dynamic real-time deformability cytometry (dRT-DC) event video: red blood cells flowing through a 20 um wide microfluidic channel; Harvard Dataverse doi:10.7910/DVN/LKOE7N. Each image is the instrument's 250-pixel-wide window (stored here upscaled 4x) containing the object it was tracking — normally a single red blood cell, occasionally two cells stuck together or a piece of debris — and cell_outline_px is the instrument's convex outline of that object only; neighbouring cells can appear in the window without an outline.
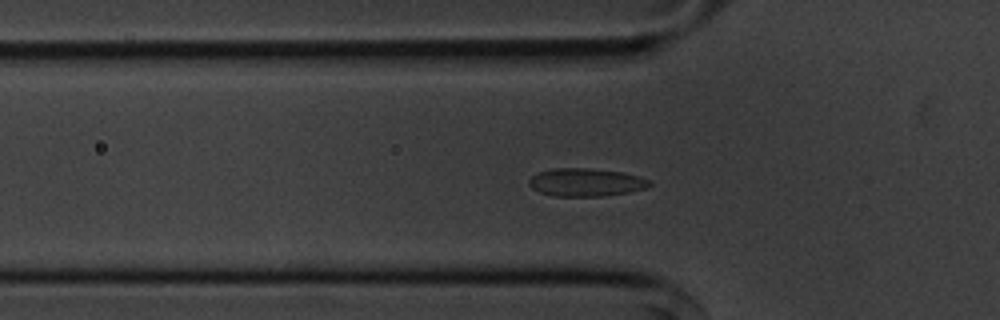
{"species": "common noctule bat (a hibernating species)", "species_latin": "Nyctalus noctula", "temperature_condition": "cold", "stored_images_in_passage": 49, "camera_frame_rate_fps": 3000, "um_per_image_px": 0.085, "animal": {"sex": "male", "body_mass_g": 20.1, "forearm_length_mm": 53.5}, "frame": {"image": 1, "passage_image": 17, "time_ms": 5.333, "image_size_px": [1000, 320], "cell_outline_px": [[652, 184], [648, 188], [628, 192], [604, 196], [552, 196], [540, 192], [532, 188], [528, 184], [528, 180], [532, 176], [540, 172], [552, 168], [588, 168], [624, 172], [640, 176], [648, 180]], "centroid_in_image_um": [49.81, 15.49], "position_along_channel_um": 76.0, "area_um2": 19.77}}
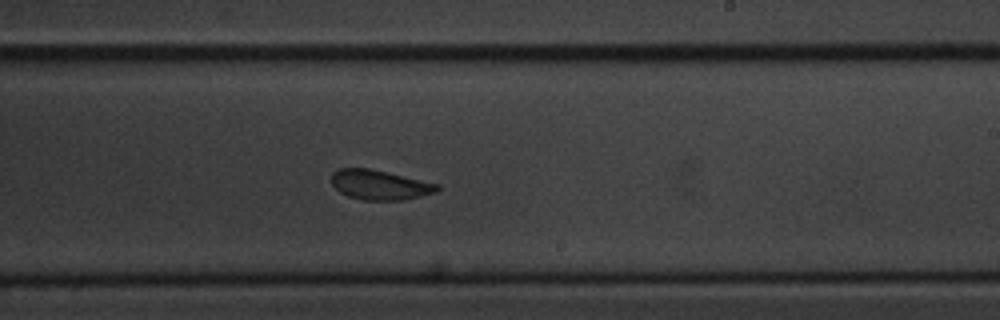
{"frame": {"image": 2, "passage_image": 32, "time_ms": 10.333, "image_size_px": [1000, 320], "cell_outline_px": [[440, 188], [436, 192], [404, 200], [364, 200], [348, 196], [340, 192], [332, 184], [332, 172], [340, 168], [368, 168], [388, 172], [440, 184]], "centroid_in_image_um": [32.29, 15.71], "position_along_channel_um": 256.7, "area_um2": 18.32}}
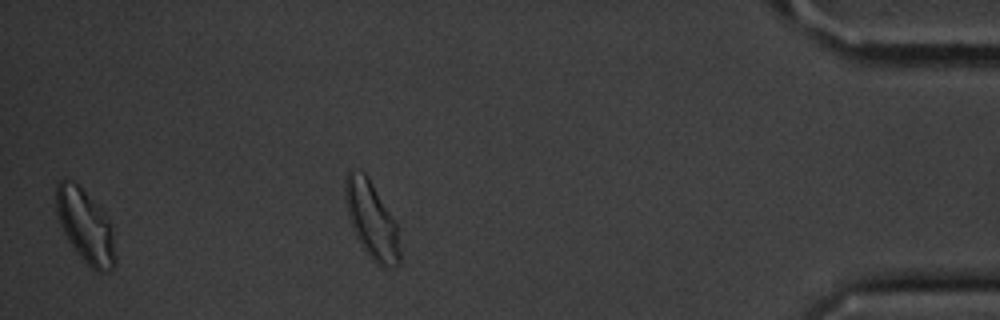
{"frame": {"image": 3, "passage_image": 48, "time_ms": 15.667, "image_size_px": [1000, 320], "cell_outline_px": [[116, 264], [112, 268], [104, 272], [96, 272], [80, 256], [68, 240], [60, 224], [56, 212], [56, 184], [60, 180], [72, 180], [104, 212], [112, 224], [116, 256]], "centroid_in_image_um": [7.28, 19.24], "position_along_channel_um": 427.9, "area_um2": 25.03}, "authors_computed_cell_mechanics": {"area_um2": 19.7676, "velocity_mm_per_s": 3.6104, "shape_relaxation_time_tau1_ms": 3.9082, "shape_relaxation_time_tau2_ms": 1.243, "deformation_change_tau1": 0.0646, "deformation_change_tau2": 0.0442}}